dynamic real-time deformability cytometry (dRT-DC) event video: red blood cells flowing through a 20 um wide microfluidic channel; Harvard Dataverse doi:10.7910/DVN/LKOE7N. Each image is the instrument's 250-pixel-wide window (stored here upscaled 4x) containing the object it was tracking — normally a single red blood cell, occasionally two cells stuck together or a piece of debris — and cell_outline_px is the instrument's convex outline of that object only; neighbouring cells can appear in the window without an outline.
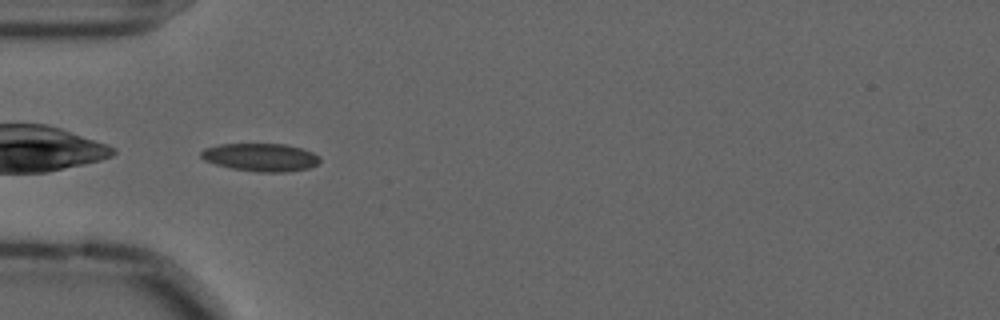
{"species": "common noctule bat (a hibernating species)", "species_latin": "Nyctalus noctula", "temperature_condition": "cold", "stored_images_in_passage": 36, "camera_frame_rate_fps": 3000, "um_per_image_px": 0.085, "animal": {"sex": "male", "forearm_length_mm": 52.5}, "frame": {"image": 1, "passage_image": 1, "time_ms": 0.0, "image_size_px": [1000, 320], "cell_outline_px": [[320, 160], [316, 164], [308, 168], [288, 172], [256, 172], [232, 168], [216, 164], [204, 160], [200, 156], [200, 152], [204, 148], [220, 144], [284, 144], [300, 148], [312, 152], [320, 156]], "centroid_in_image_um": [22.14, 13.37], "position_along_channel_um": 62.9, "area_um2": 19.31}}
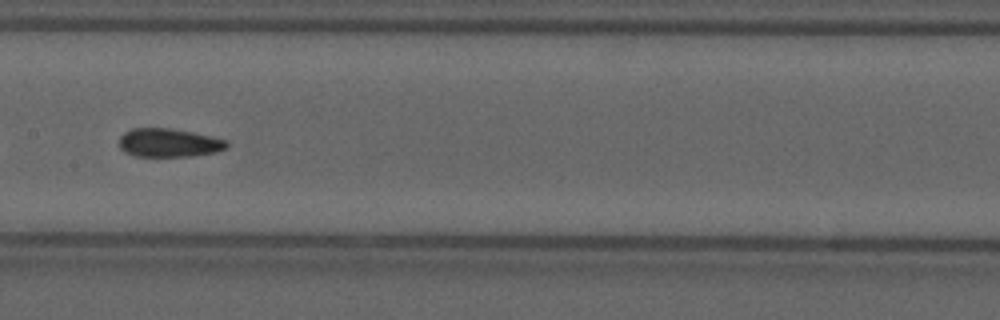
{"frame": {"image": 2, "passage_image": 12, "time_ms": 3.667, "image_size_px": [1000, 320], "cell_outline_px": [[228, 144], [224, 148], [216, 152], [192, 156], [136, 156], [124, 152], [120, 148], [120, 136], [124, 132], [132, 128], [168, 128], [192, 132], [228, 140]], "centroid_in_image_um": [14.33, 12.13], "position_along_channel_um": 193.1, "area_um2": 17.8}}
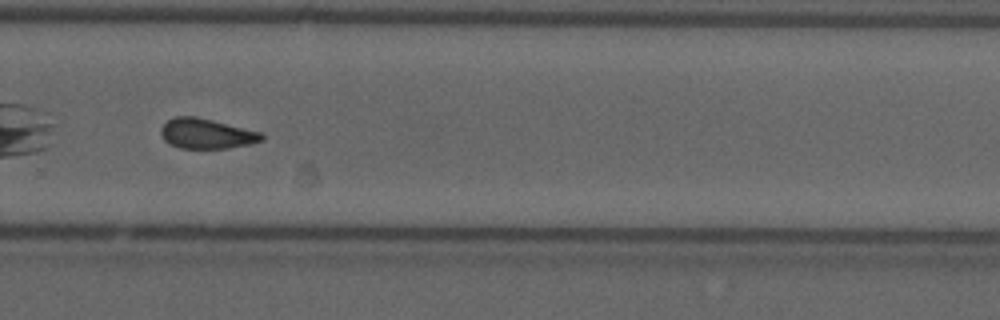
{"frame": {"image": 3, "passage_image": 22, "time_ms": 7.0, "image_size_px": [1000, 320], "cell_outline_px": [[264, 140], [248, 144], [228, 148], [180, 148], [164, 140], [160, 132], [160, 128], [168, 120], [176, 116], [196, 116], [260, 132], [264, 136]], "centroid_in_image_um": [17.53, 11.35], "position_along_channel_um": 312.3, "area_um2": 17.46}, "authors_computed_cell_mechanics": {"area_um2": 18.4093, "velocity_mm_per_s": 3.5897, "shape_relaxation_time_tau1_ms": null, "shape_relaxation_time_tau2_ms": 3.3679, "deformation_change_tau1": null, "deformation_change_tau2": 0.0856}}